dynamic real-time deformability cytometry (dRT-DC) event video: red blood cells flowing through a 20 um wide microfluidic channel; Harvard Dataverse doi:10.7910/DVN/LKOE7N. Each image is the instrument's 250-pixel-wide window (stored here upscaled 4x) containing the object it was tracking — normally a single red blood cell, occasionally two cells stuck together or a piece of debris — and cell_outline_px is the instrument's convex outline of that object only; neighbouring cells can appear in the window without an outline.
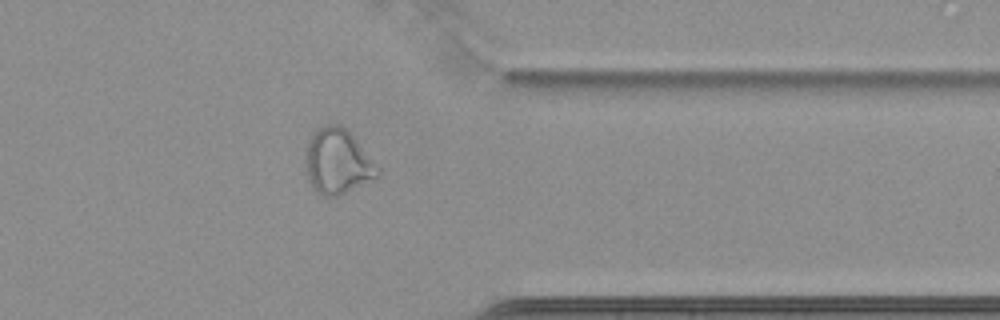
{"species": "common noctule bat (a hibernating species)", "species_latin": "Nyctalus noctula", "temperature_condition": "cold", "stored_images_in_passage": 43, "camera_frame_rate_fps": 3000, "um_per_image_px": 0.085, "animal": {"sex": "female", "body_mass_g": 22.7, "forearm_length_mm": 54.2}, "frame": {"image": 1, "passage_image": 31, "time_ms": 10.0, "image_size_px": [1000, 320], "cell_outline_px": [[380, 176], [336, 196], [320, 196], [316, 192], [308, 180], [304, 172], [304, 160], [308, 140], [324, 124], [340, 124], [356, 140], [380, 168]], "centroid_in_image_um": [28.66, 13.75], "position_along_channel_um": 382.7, "area_um2": 27.34}}